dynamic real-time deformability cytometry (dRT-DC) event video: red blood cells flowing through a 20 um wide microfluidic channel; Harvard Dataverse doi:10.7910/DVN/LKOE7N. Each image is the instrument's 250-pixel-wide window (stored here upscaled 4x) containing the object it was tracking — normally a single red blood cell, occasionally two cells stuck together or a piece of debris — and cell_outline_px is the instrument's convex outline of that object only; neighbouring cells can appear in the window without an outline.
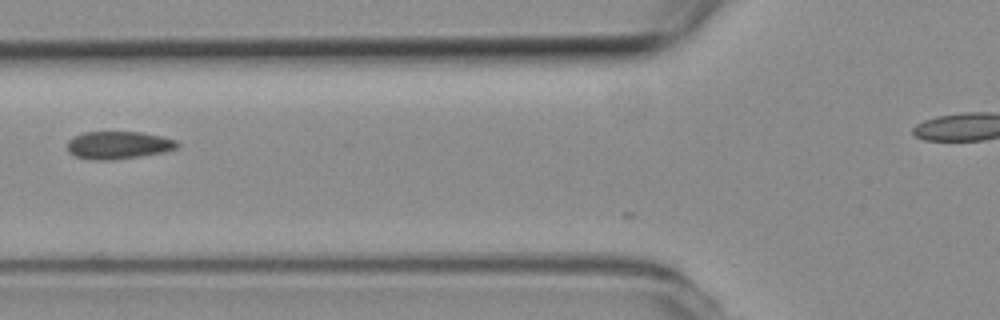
{"species": "common noctule bat (a hibernating species)", "species_latin": "Nyctalus noctula", "temperature_condition": "room temperature", "stored_images_in_passage": 9, "camera_frame_rate_fps": 3000, "um_per_image_px": 0.085, "animal": {"sex": "female", "body_mass_g": 19.3, "forearm_length_mm": 54.1}, "frame": {"image": 1, "passage_image": 4, "time_ms": 1.0, "image_size_px": [1000, 320], "cell_outline_px": [[180, 144], [176, 148], [164, 152], [140, 156], [108, 160], [92, 160], [76, 156], [68, 152], [68, 140], [84, 132], [140, 132], [160, 136], [176, 140]], "centroid_in_image_um": [10.06, 12.34], "position_along_channel_um": 115.7, "area_um2": 17.57}}
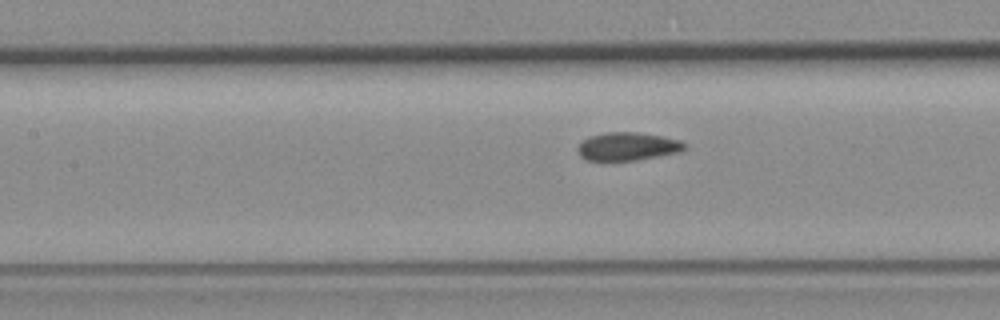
{"frame": {"image": 2, "passage_image": 7, "time_ms": 2.0, "image_size_px": [1000, 320], "cell_outline_px": [[688, 144], [680, 152], [636, 160], [588, 160], [580, 156], [576, 148], [584, 140], [592, 136], [604, 132], [640, 132], [680, 140]], "centroid_in_image_um": [53.36, 12.44], "position_along_channel_um": 154.0, "area_um2": 17.4}}